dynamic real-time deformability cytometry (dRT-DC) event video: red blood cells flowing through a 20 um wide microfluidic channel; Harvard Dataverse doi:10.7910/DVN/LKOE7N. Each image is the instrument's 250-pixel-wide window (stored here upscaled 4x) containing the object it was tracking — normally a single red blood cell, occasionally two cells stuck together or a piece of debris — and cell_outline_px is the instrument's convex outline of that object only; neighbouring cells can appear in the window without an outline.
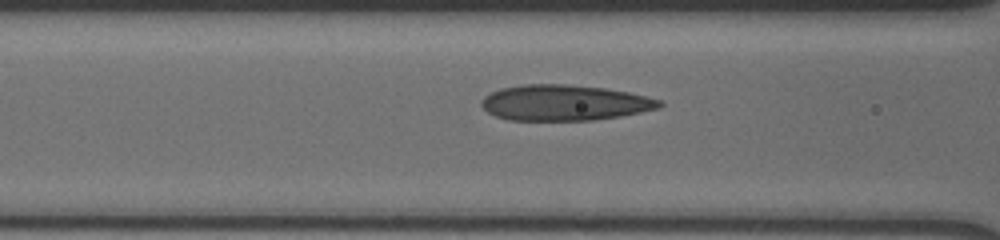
{"species": "human", "species_latin": "Homo sapiens", "temperature_condition": "cold", "stored_images_in_passage": 38, "camera_frame_rate_fps": 3000, "um_per_image_px": 0.085, "donor": {"sex": "male"}, "frame": {"image": 1, "passage_image": 13, "time_ms": 4.0, "image_size_px": [1000, 240], "cell_outline_px": [[664, 104], [660, 108], [620, 116], [592, 120], [508, 120], [496, 116], [488, 112], [480, 104], [480, 100], [484, 96], [500, 88], [524, 84], [564, 84], [604, 88], [628, 92], [660, 100]], "centroid_in_image_um": [47.95, 8.73], "position_along_channel_um": 118.6, "area_um2": 36.93}}
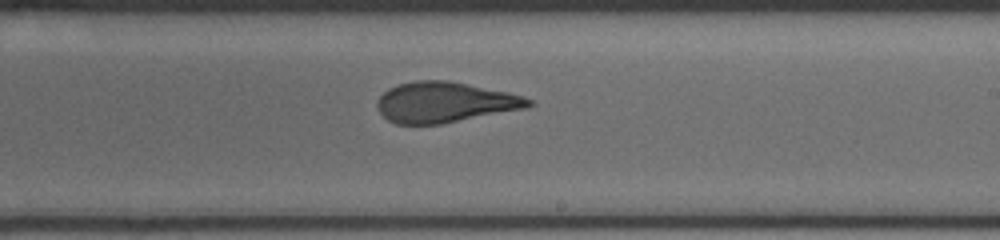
{"frame": {"image": 2, "passage_image": 24, "time_ms": 7.667, "image_size_px": [1000, 240], "cell_outline_px": [[536, 104], [528, 108], [440, 124], [396, 124], [388, 120], [380, 112], [376, 104], [380, 96], [388, 88], [400, 84], [416, 80], [448, 80], [508, 92], [524, 96], [532, 100]], "centroid_in_image_um": [37.85, 8.69], "position_along_channel_um": 251.2, "area_um2": 35.78}}
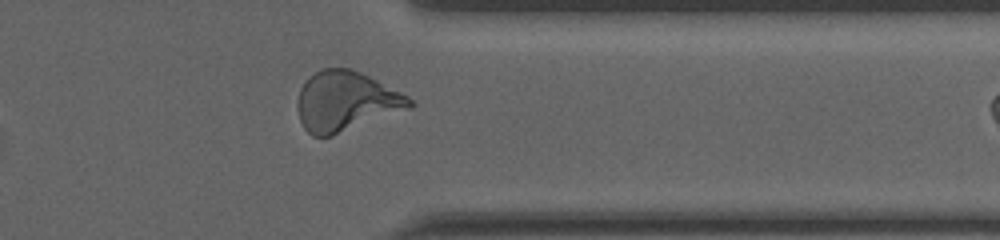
{"frame": {"image": 3, "passage_image": 35, "time_ms": 11.333, "image_size_px": [1000, 240], "cell_outline_px": [[416, 104], [412, 108], [332, 136], [312, 136], [304, 128], [300, 120], [296, 104], [300, 88], [308, 76], [320, 68], [348, 68], [360, 72], [408, 96]], "centroid_in_image_um": [29.38, 8.62], "position_along_channel_um": 382.0, "area_um2": 39.19}}